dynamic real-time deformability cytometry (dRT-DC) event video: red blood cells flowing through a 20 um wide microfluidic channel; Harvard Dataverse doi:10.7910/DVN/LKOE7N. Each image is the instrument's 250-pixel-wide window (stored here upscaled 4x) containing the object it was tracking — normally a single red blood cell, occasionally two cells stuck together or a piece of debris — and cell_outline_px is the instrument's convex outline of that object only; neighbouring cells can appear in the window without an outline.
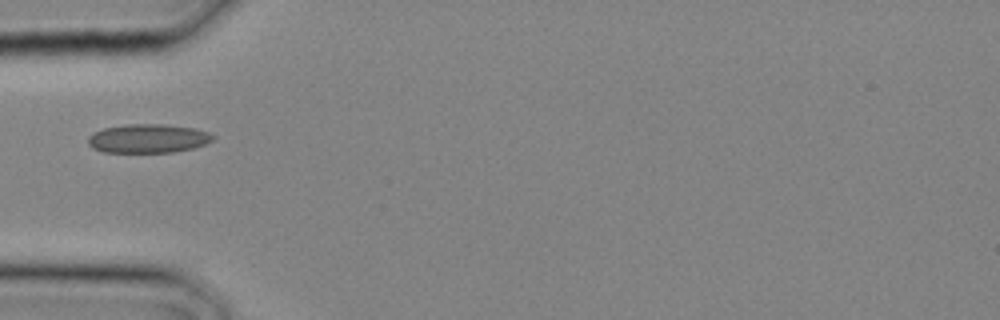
{"species": "common noctule bat (a hibernating species)", "species_latin": "Nyctalus noctula", "temperature_condition": "cold", "stored_images_in_passage": 1, "camera_frame_rate_fps": 3000, "um_per_image_px": 0.085, "animal": {"sex": "male", "body_mass_g": 20.4}, "frame": {"image": 1, "passage_image": 1, "time_ms": 0.0, "image_size_px": [1000, 320], "cell_outline_px": [[216, 136], [212, 140], [204, 144], [192, 148], [172, 152], [104, 152], [92, 148], [88, 144], [88, 136], [92, 132], [104, 128], [124, 124], [164, 124], [196, 128], [208, 132]], "centroid_in_image_um": [12.56, 11.76], "position_along_channel_um": 72.4, "area_um2": 21.1}}